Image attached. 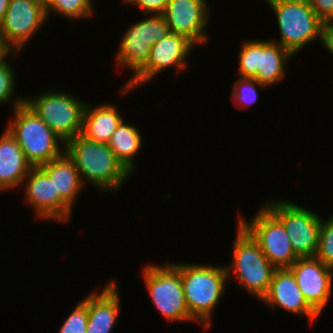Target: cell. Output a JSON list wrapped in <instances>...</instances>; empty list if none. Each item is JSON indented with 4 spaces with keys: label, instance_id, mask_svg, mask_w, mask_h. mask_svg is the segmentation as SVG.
I'll list each match as a JSON object with an SVG mask.
<instances>
[{
    "label": "cell",
    "instance_id": "cb8c5ba5",
    "mask_svg": "<svg viewBox=\"0 0 333 333\" xmlns=\"http://www.w3.org/2000/svg\"><path fill=\"white\" fill-rule=\"evenodd\" d=\"M8 57L9 56L7 55L2 61H0V104L3 105L7 102H12V107L17 108L25 103V98L13 97L16 75L15 70L12 68L13 66L7 60ZM11 98L14 99L12 100Z\"/></svg>",
    "mask_w": 333,
    "mask_h": 333
},
{
    "label": "cell",
    "instance_id": "ac0fdd59",
    "mask_svg": "<svg viewBox=\"0 0 333 333\" xmlns=\"http://www.w3.org/2000/svg\"><path fill=\"white\" fill-rule=\"evenodd\" d=\"M31 168L17 140L5 129L0 136V193L24 185Z\"/></svg>",
    "mask_w": 333,
    "mask_h": 333
},
{
    "label": "cell",
    "instance_id": "5b68a950",
    "mask_svg": "<svg viewBox=\"0 0 333 333\" xmlns=\"http://www.w3.org/2000/svg\"><path fill=\"white\" fill-rule=\"evenodd\" d=\"M280 33L279 45L293 56L313 41L321 44L323 22L318 18L307 0H269Z\"/></svg>",
    "mask_w": 333,
    "mask_h": 333
},
{
    "label": "cell",
    "instance_id": "1f68e13d",
    "mask_svg": "<svg viewBox=\"0 0 333 333\" xmlns=\"http://www.w3.org/2000/svg\"><path fill=\"white\" fill-rule=\"evenodd\" d=\"M10 0H0V24L7 12Z\"/></svg>",
    "mask_w": 333,
    "mask_h": 333
},
{
    "label": "cell",
    "instance_id": "603a6c76",
    "mask_svg": "<svg viewBox=\"0 0 333 333\" xmlns=\"http://www.w3.org/2000/svg\"><path fill=\"white\" fill-rule=\"evenodd\" d=\"M93 5L92 0H52L45 10L47 19L51 12H56L70 20H79L93 16Z\"/></svg>",
    "mask_w": 333,
    "mask_h": 333
},
{
    "label": "cell",
    "instance_id": "44dd1931",
    "mask_svg": "<svg viewBox=\"0 0 333 333\" xmlns=\"http://www.w3.org/2000/svg\"><path fill=\"white\" fill-rule=\"evenodd\" d=\"M290 57L293 58V55L271 38L270 40L258 39L259 70L254 79L266 87H272L281 82L286 75L285 67Z\"/></svg>",
    "mask_w": 333,
    "mask_h": 333
},
{
    "label": "cell",
    "instance_id": "30bf717a",
    "mask_svg": "<svg viewBox=\"0 0 333 333\" xmlns=\"http://www.w3.org/2000/svg\"><path fill=\"white\" fill-rule=\"evenodd\" d=\"M265 205L282 223L299 258L314 257L321 229V217L289 200L274 199Z\"/></svg>",
    "mask_w": 333,
    "mask_h": 333
},
{
    "label": "cell",
    "instance_id": "8fae6325",
    "mask_svg": "<svg viewBox=\"0 0 333 333\" xmlns=\"http://www.w3.org/2000/svg\"><path fill=\"white\" fill-rule=\"evenodd\" d=\"M194 47L195 45L190 40L172 32L160 42H156L151 47L147 64L124 84L120 90L121 96L139 85L146 84L169 67H174L175 73L179 74L186 68L187 57Z\"/></svg>",
    "mask_w": 333,
    "mask_h": 333
},
{
    "label": "cell",
    "instance_id": "2e32d148",
    "mask_svg": "<svg viewBox=\"0 0 333 333\" xmlns=\"http://www.w3.org/2000/svg\"><path fill=\"white\" fill-rule=\"evenodd\" d=\"M261 301L272 310L278 306L289 313L308 317L311 324L320 317L307 303L294 275L288 268L274 271L269 290Z\"/></svg>",
    "mask_w": 333,
    "mask_h": 333
},
{
    "label": "cell",
    "instance_id": "6da1fadb",
    "mask_svg": "<svg viewBox=\"0 0 333 333\" xmlns=\"http://www.w3.org/2000/svg\"><path fill=\"white\" fill-rule=\"evenodd\" d=\"M65 152L76 165L82 184L89 182L103 193L118 192L132 175L108 144L91 141L82 134L65 143Z\"/></svg>",
    "mask_w": 333,
    "mask_h": 333
},
{
    "label": "cell",
    "instance_id": "ffe728a7",
    "mask_svg": "<svg viewBox=\"0 0 333 333\" xmlns=\"http://www.w3.org/2000/svg\"><path fill=\"white\" fill-rule=\"evenodd\" d=\"M123 119L115 104L106 102L91 107L87 103L83 113L81 134L91 141L108 144Z\"/></svg>",
    "mask_w": 333,
    "mask_h": 333
},
{
    "label": "cell",
    "instance_id": "4dcf8cb0",
    "mask_svg": "<svg viewBox=\"0 0 333 333\" xmlns=\"http://www.w3.org/2000/svg\"><path fill=\"white\" fill-rule=\"evenodd\" d=\"M321 44L333 55V21L323 23Z\"/></svg>",
    "mask_w": 333,
    "mask_h": 333
},
{
    "label": "cell",
    "instance_id": "9a60e30c",
    "mask_svg": "<svg viewBox=\"0 0 333 333\" xmlns=\"http://www.w3.org/2000/svg\"><path fill=\"white\" fill-rule=\"evenodd\" d=\"M288 269L307 303L321 315L331 297L333 269L315 257L298 258Z\"/></svg>",
    "mask_w": 333,
    "mask_h": 333
},
{
    "label": "cell",
    "instance_id": "3957f363",
    "mask_svg": "<svg viewBox=\"0 0 333 333\" xmlns=\"http://www.w3.org/2000/svg\"><path fill=\"white\" fill-rule=\"evenodd\" d=\"M231 265L226 266L228 278L235 275L242 290L262 300L270 287L276 268L262 253L258 242L238 222ZM233 268V269H232Z\"/></svg>",
    "mask_w": 333,
    "mask_h": 333
},
{
    "label": "cell",
    "instance_id": "d4e9b609",
    "mask_svg": "<svg viewBox=\"0 0 333 333\" xmlns=\"http://www.w3.org/2000/svg\"><path fill=\"white\" fill-rule=\"evenodd\" d=\"M238 72L241 78L254 79L258 74V38L244 41L238 52Z\"/></svg>",
    "mask_w": 333,
    "mask_h": 333
},
{
    "label": "cell",
    "instance_id": "f1b7e54d",
    "mask_svg": "<svg viewBox=\"0 0 333 333\" xmlns=\"http://www.w3.org/2000/svg\"><path fill=\"white\" fill-rule=\"evenodd\" d=\"M169 0H124V3L138 6L143 9L144 15L163 14Z\"/></svg>",
    "mask_w": 333,
    "mask_h": 333
},
{
    "label": "cell",
    "instance_id": "484cf974",
    "mask_svg": "<svg viewBox=\"0 0 333 333\" xmlns=\"http://www.w3.org/2000/svg\"><path fill=\"white\" fill-rule=\"evenodd\" d=\"M315 258L333 269V214L327 219L321 217V229Z\"/></svg>",
    "mask_w": 333,
    "mask_h": 333
},
{
    "label": "cell",
    "instance_id": "5bb4252c",
    "mask_svg": "<svg viewBox=\"0 0 333 333\" xmlns=\"http://www.w3.org/2000/svg\"><path fill=\"white\" fill-rule=\"evenodd\" d=\"M208 4L207 0H169L162 15L172 33L199 46L209 41L205 31L211 16Z\"/></svg>",
    "mask_w": 333,
    "mask_h": 333
},
{
    "label": "cell",
    "instance_id": "7402d4cb",
    "mask_svg": "<svg viewBox=\"0 0 333 333\" xmlns=\"http://www.w3.org/2000/svg\"><path fill=\"white\" fill-rule=\"evenodd\" d=\"M124 120L113 132L108 146L116 158L132 174L135 170L134 158L143 146L142 136L136 125L127 124Z\"/></svg>",
    "mask_w": 333,
    "mask_h": 333
},
{
    "label": "cell",
    "instance_id": "7c38bea8",
    "mask_svg": "<svg viewBox=\"0 0 333 333\" xmlns=\"http://www.w3.org/2000/svg\"><path fill=\"white\" fill-rule=\"evenodd\" d=\"M46 20L45 7L37 0H10L0 24V38L12 52L19 53Z\"/></svg>",
    "mask_w": 333,
    "mask_h": 333
},
{
    "label": "cell",
    "instance_id": "ba28073f",
    "mask_svg": "<svg viewBox=\"0 0 333 333\" xmlns=\"http://www.w3.org/2000/svg\"><path fill=\"white\" fill-rule=\"evenodd\" d=\"M171 33L162 14H153L133 23L123 33L114 62L135 76L148 62L151 47Z\"/></svg>",
    "mask_w": 333,
    "mask_h": 333
},
{
    "label": "cell",
    "instance_id": "277c9868",
    "mask_svg": "<svg viewBox=\"0 0 333 333\" xmlns=\"http://www.w3.org/2000/svg\"><path fill=\"white\" fill-rule=\"evenodd\" d=\"M12 110L6 129L32 167L47 164L65 151V143L25 103Z\"/></svg>",
    "mask_w": 333,
    "mask_h": 333
},
{
    "label": "cell",
    "instance_id": "836d02e7",
    "mask_svg": "<svg viewBox=\"0 0 333 333\" xmlns=\"http://www.w3.org/2000/svg\"><path fill=\"white\" fill-rule=\"evenodd\" d=\"M40 4L46 7L52 0H37Z\"/></svg>",
    "mask_w": 333,
    "mask_h": 333
},
{
    "label": "cell",
    "instance_id": "52a82bcc",
    "mask_svg": "<svg viewBox=\"0 0 333 333\" xmlns=\"http://www.w3.org/2000/svg\"><path fill=\"white\" fill-rule=\"evenodd\" d=\"M56 91L50 89L32 98L26 97L25 104L67 143L82 133L86 103L70 92Z\"/></svg>",
    "mask_w": 333,
    "mask_h": 333
},
{
    "label": "cell",
    "instance_id": "9c48e42d",
    "mask_svg": "<svg viewBox=\"0 0 333 333\" xmlns=\"http://www.w3.org/2000/svg\"><path fill=\"white\" fill-rule=\"evenodd\" d=\"M253 215L250 222L241 213L237 220L258 242L262 253L276 269L289 268L299 257L293 251L281 221L265 205Z\"/></svg>",
    "mask_w": 333,
    "mask_h": 333
},
{
    "label": "cell",
    "instance_id": "83f0119b",
    "mask_svg": "<svg viewBox=\"0 0 333 333\" xmlns=\"http://www.w3.org/2000/svg\"><path fill=\"white\" fill-rule=\"evenodd\" d=\"M88 323V296L71 311L58 333H86Z\"/></svg>",
    "mask_w": 333,
    "mask_h": 333
},
{
    "label": "cell",
    "instance_id": "7a4b0ae2",
    "mask_svg": "<svg viewBox=\"0 0 333 333\" xmlns=\"http://www.w3.org/2000/svg\"><path fill=\"white\" fill-rule=\"evenodd\" d=\"M181 273L185 300L190 315L201 322L204 330L211 326L214 308L225 293L227 276L226 265H206L205 263H174Z\"/></svg>",
    "mask_w": 333,
    "mask_h": 333
},
{
    "label": "cell",
    "instance_id": "d6986e66",
    "mask_svg": "<svg viewBox=\"0 0 333 333\" xmlns=\"http://www.w3.org/2000/svg\"><path fill=\"white\" fill-rule=\"evenodd\" d=\"M40 168L52 179L55 194H59L73 209L77 197L81 194L83 184L72 159L64 151Z\"/></svg>",
    "mask_w": 333,
    "mask_h": 333
},
{
    "label": "cell",
    "instance_id": "4316f807",
    "mask_svg": "<svg viewBox=\"0 0 333 333\" xmlns=\"http://www.w3.org/2000/svg\"><path fill=\"white\" fill-rule=\"evenodd\" d=\"M257 86L261 89L266 88V86L262 85L255 79L238 77L232 87L231 100H234V102L236 101L235 104H238L237 102H240L239 108H242L243 105L250 107L252 104L257 102Z\"/></svg>",
    "mask_w": 333,
    "mask_h": 333
},
{
    "label": "cell",
    "instance_id": "e0dca14e",
    "mask_svg": "<svg viewBox=\"0 0 333 333\" xmlns=\"http://www.w3.org/2000/svg\"><path fill=\"white\" fill-rule=\"evenodd\" d=\"M117 282L110 280L103 289L88 295L86 333H112L121 312Z\"/></svg>",
    "mask_w": 333,
    "mask_h": 333
},
{
    "label": "cell",
    "instance_id": "8992f818",
    "mask_svg": "<svg viewBox=\"0 0 333 333\" xmlns=\"http://www.w3.org/2000/svg\"><path fill=\"white\" fill-rule=\"evenodd\" d=\"M142 277L153 306L167 322L196 321L187 308L181 273L170 261L163 266L147 264Z\"/></svg>",
    "mask_w": 333,
    "mask_h": 333
},
{
    "label": "cell",
    "instance_id": "d6a6232c",
    "mask_svg": "<svg viewBox=\"0 0 333 333\" xmlns=\"http://www.w3.org/2000/svg\"><path fill=\"white\" fill-rule=\"evenodd\" d=\"M12 53V51L4 44L0 38V61H2L7 55Z\"/></svg>",
    "mask_w": 333,
    "mask_h": 333
},
{
    "label": "cell",
    "instance_id": "f546056e",
    "mask_svg": "<svg viewBox=\"0 0 333 333\" xmlns=\"http://www.w3.org/2000/svg\"><path fill=\"white\" fill-rule=\"evenodd\" d=\"M314 13L323 22L333 21V0H307Z\"/></svg>",
    "mask_w": 333,
    "mask_h": 333
},
{
    "label": "cell",
    "instance_id": "4fadbf2b",
    "mask_svg": "<svg viewBox=\"0 0 333 333\" xmlns=\"http://www.w3.org/2000/svg\"><path fill=\"white\" fill-rule=\"evenodd\" d=\"M22 183L26 185L25 202L32 207L36 219L69 221L73 209L55 194L52 179L40 167H32Z\"/></svg>",
    "mask_w": 333,
    "mask_h": 333
}]
</instances>
